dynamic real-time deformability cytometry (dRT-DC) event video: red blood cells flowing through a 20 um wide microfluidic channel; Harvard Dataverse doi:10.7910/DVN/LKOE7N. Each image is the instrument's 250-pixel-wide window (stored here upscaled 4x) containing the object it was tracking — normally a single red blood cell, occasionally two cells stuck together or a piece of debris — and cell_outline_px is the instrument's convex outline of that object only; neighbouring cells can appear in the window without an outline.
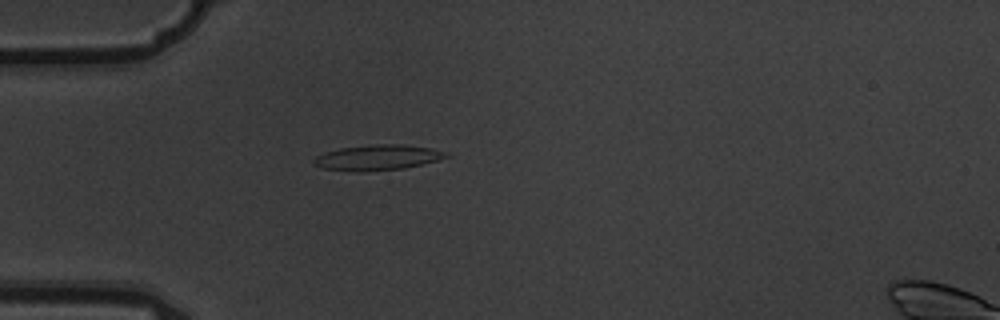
{"species": "common noctule bat (a hibernating species)", "species_latin": "Nyctalus noctula", "temperature_condition": "warm", "stored_images_in_passage": 1, "camera_frame_rate_fps": 3000, "um_per_image_px": 0.085, "animal": {"sex": "male", "body_mass_g": 19.5, "forearm_length_mm": 54.6}, "frame": {"image": 1, "passage_image": 1, "time_ms": 0.0, "image_size_px": [1000, 320], "cell_outline_px": [[452, 156], [404, 168], [364, 172], [356, 172], [324, 168], [312, 164], [312, 160], [316, 156], [324, 152], [340, 148], [376, 144], [404, 144], [432, 148], [444, 152]], "centroid_in_image_um": [32.06, 13.39], "position_along_channel_um": 52.9, "area_um2": 19.59}}